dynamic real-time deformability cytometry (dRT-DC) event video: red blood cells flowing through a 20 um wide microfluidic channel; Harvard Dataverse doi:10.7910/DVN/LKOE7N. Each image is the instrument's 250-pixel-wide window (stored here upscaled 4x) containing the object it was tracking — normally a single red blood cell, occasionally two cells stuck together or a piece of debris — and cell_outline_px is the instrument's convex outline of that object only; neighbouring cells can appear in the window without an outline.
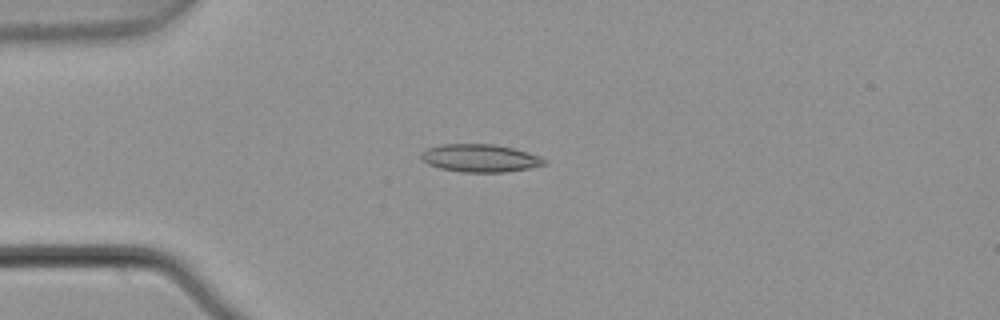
{"species": "common noctule bat (a hibernating species)", "species_latin": "Nyctalus noctula", "temperature_condition": "warm", "stored_images_in_passage": 4, "camera_frame_rate_fps": 3000, "um_per_image_px": 0.085, "animal": {"sex": "male", "body_mass_g": 21.5, "forearm_length_mm": 52.0}, "frame": {"image": 1, "passage_image": 4, "time_ms": 1.0, "image_size_px": [1000, 320], "cell_outline_px": [[544, 164], [528, 168], [504, 172], [464, 172], [440, 168], [428, 164], [420, 160], [420, 152], [428, 148], [444, 144], [496, 144], [528, 152], [540, 156], [544, 160]], "centroid_in_image_um": [40.75, 13.43], "position_along_channel_um": 44.3, "area_um2": 19.83}}